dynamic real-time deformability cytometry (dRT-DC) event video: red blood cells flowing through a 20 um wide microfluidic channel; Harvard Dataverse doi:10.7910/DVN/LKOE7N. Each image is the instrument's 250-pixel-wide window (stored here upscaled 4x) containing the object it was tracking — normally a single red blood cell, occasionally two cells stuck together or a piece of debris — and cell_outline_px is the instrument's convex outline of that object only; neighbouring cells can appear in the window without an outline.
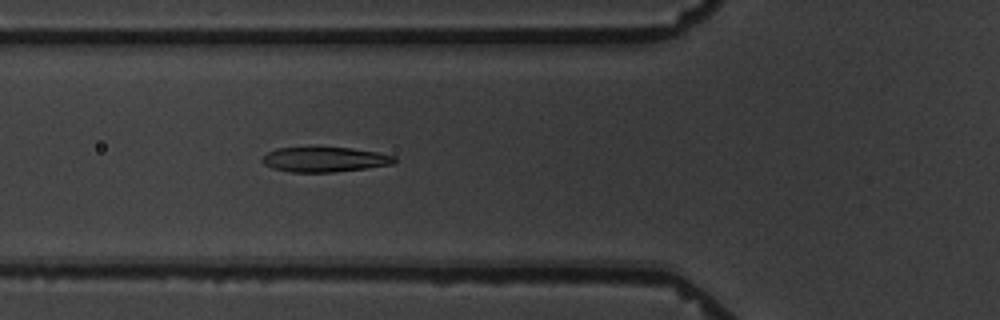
{"species": "common noctule bat (a hibernating species)", "species_latin": "Nyctalus noctula", "temperature_condition": "warm", "stored_images_in_passage": 4, "camera_frame_rate_fps": 3000, "um_per_image_px": 0.085, "animal": {"sex": "male", "body_mass_g": 19.5, "forearm_length_mm": 54.6}, "frame": {"image": 1, "passage_image": 4, "time_ms": 3.333, "image_size_px": [1000, 320], "cell_outline_px": [[396, 160], [392, 164], [364, 168], [332, 172], [292, 172], [272, 168], [264, 164], [260, 160], [268, 152], [276, 148], [352, 148], [376, 152], [396, 156]], "centroid_in_image_um": [27.58, 13.56], "position_along_channel_um": 98.2, "area_um2": 18.9}}